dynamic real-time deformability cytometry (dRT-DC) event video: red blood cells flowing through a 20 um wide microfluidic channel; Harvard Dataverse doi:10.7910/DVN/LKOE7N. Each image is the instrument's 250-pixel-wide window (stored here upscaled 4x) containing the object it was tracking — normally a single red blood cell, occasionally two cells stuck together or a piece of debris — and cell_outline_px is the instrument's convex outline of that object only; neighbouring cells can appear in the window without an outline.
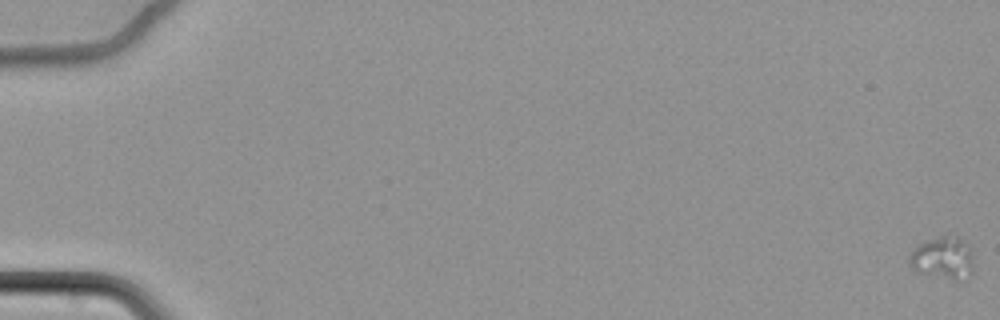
{"species": "common noctule bat (a hibernating species)", "species_latin": "Nyctalus noctula", "temperature_condition": "cold", "stored_images_in_passage": 68, "camera_frame_rate_fps": 3000, "um_per_image_px": 0.085, "animal": {"sex": "female", "body_mass_g": 22.7, "forearm_length_mm": 54.2}, "frame": {"image": 1, "passage_image": 1, "time_ms": 0.0, "image_size_px": [1000, 320], "cell_outline_px": [[972, 272], [960, 284], [920, 272], [912, 268], [908, 260], [908, 256], [912, 248], [944, 232], [956, 236], [972, 252]], "centroid_in_image_um": [80.14, 21.95], "position_along_channel_um": 4.9, "area_um2": 16.42}}
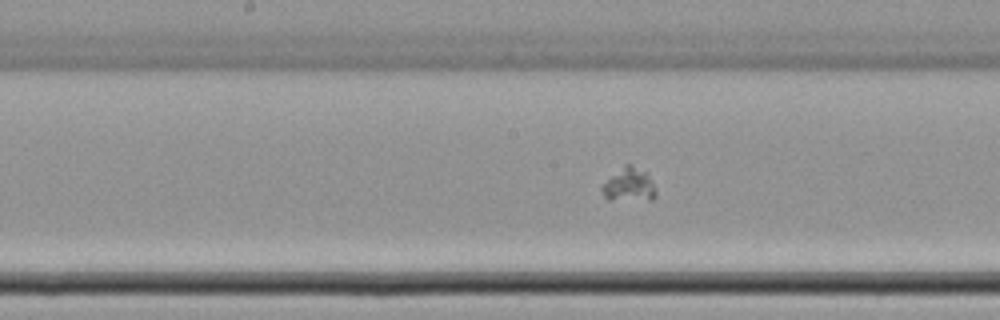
{"frame": {"image": 2, "passage_image": 39, "time_ms": 12.667, "image_size_px": [1000, 320], "cell_outline_px": [[656, 196], [652, 200], [608, 200], [604, 196], [600, 188], [624, 164], [632, 164], [648, 172], [652, 180], [656, 192]], "centroid_in_image_um": [53.51, 15.72], "position_along_channel_um": 194.7, "area_um2": 10.69}}
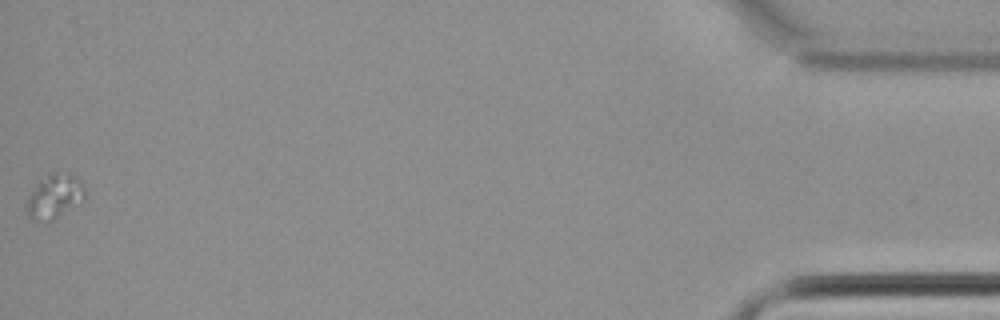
{"frame": {"image": 3, "passage_image": 68, "time_ms": 22.333, "image_size_px": [1000, 320], "cell_outline_px": [[84, 200], [80, 204], [52, 220], [28, 220], [24, 208], [28, 196], [36, 180], [52, 172], [72, 172], [76, 176], [84, 188]], "centroid_in_image_um": [4.58, 16.67], "position_along_channel_um": 430.6, "area_um2": 15.61}}